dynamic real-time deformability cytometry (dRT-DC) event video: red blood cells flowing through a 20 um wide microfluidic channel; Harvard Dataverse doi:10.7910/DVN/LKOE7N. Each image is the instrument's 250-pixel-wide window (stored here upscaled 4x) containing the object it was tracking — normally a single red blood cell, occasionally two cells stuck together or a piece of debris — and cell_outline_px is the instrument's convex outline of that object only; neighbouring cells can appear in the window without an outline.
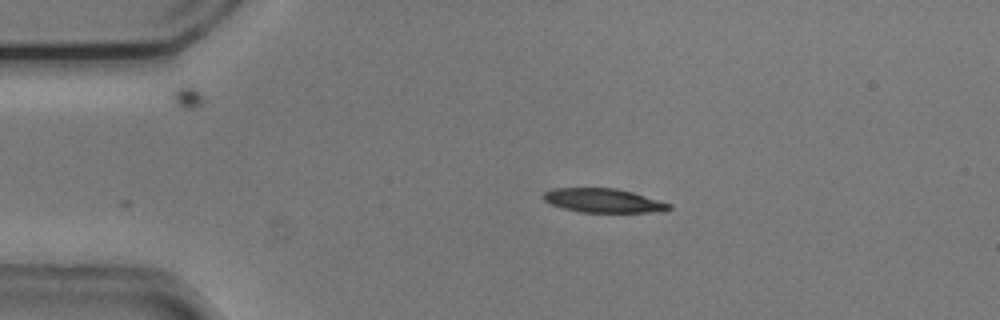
{"species": "common noctule bat (a hibernating species)", "species_latin": "Nyctalus noctula", "temperature_condition": "cold", "stored_images_in_passage": 32, "camera_frame_rate_fps": 3000, "um_per_image_px": 0.085, "animal": {"sex": "male", "body_mass_g": 20.5, "forearm_length_mm": 52.5}, "frame": {"image": 1, "passage_image": 1, "time_ms": 0.0, "image_size_px": [1000, 320], "cell_outline_px": [[672, 208], [664, 212], [580, 212], [564, 208], [552, 204], [544, 200], [544, 192], [552, 188], [616, 188], [632, 192], [672, 204]], "centroid_in_image_um": [51.33, 17.05], "position_along_channel_um": 33.7, "area_um2": 17.51}}
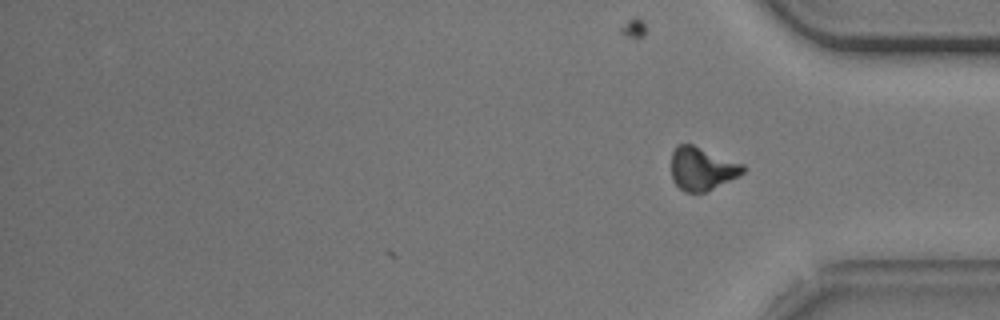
{"frame": {"image": 2, "passage_image": 32, "time_ms": 10.333, "image_size_px": [1000, 320], "cell_outline_px": [[748, 168], [740, 176], [704, 192], [684, 192], [672, 180], [672, 152], [676, 144], [692, 144], [744, 164]], "centroid_in_image_um": [59.69, 14.33], "position_along_channel_um": 375.5, "area_um2": 18.09}, "authors_computed_cell_mechanics": {"area_um2": 19.2185, "velocity_mm_per_s": 3.7387, "shape_relaxation_time_tau1_ms": 2.7037, "shape_relaxation_time_tau2_ms": null, "deformation_change_tau1": 0.1226, "deformation_change_tau2": null}}